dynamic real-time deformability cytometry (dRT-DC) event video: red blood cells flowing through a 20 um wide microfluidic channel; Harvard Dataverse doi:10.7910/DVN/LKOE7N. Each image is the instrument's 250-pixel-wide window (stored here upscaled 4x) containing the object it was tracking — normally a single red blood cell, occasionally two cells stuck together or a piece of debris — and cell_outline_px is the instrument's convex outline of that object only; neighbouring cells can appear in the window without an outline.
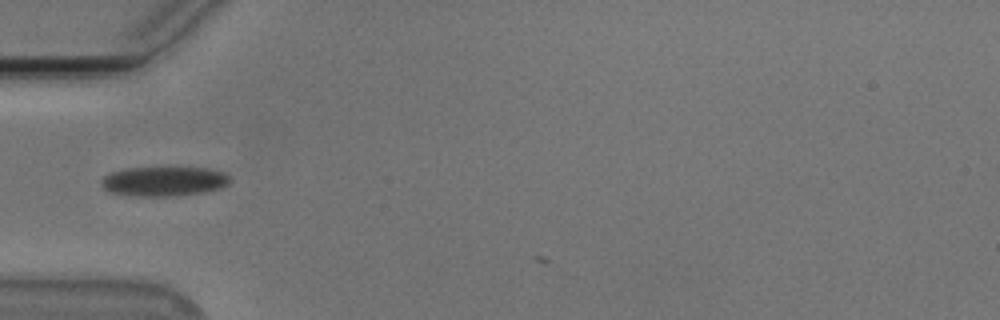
{"species": "Egyptian fruit bat (a non-hibernating species)", "species_latin": "Rousettus aegyptiacus", "temperature_condition": "cold", "stored_images_in_passage": 6, "camera_frame_rate_fps": 3000, "um_per_image_px": 0.085, "animal": {"sex": "male"}, "frame": {"image": 1, "passage_image": 4, "time_ms": 1.0, "image_size_px": [1000, 320], "cell_outline_px": [[232, 180], [228, 184], [220, 188], [208, 192], [172, 196], [132, 196], [112, 192], [104, 188], [100, 184], [100, 180], [104, 176], [112, 172], [128, 168], [208, 168], [224, 172], [232, 176]], "centroid_in_image_um": [13.99, 15.42], "position_along_channel_um": 71.0, "area_um2": 22.31}}